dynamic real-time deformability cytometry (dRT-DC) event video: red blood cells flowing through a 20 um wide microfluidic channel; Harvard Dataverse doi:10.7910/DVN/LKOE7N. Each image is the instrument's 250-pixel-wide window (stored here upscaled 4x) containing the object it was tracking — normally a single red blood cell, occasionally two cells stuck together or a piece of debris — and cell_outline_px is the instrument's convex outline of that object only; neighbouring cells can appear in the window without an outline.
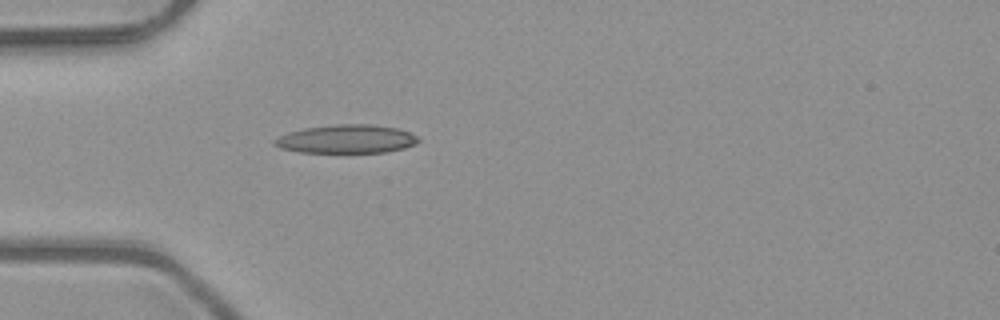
{"species": "common noctule bat (a hibernating species)", "species_latin": "Nyctalus noctula", "temperature_condition": "room temperature", "stored_images_in_passage": 5, "camera_frame_rate_fps": 3000, "um_per_image_px": 0.085, "animal": {"sex": "male", "body_mass_g": 23.1, "forearm_length_mm": 52.7}, "frame": {"image": 1, "passage_image": 5, "time_ms": 1.333, "image_size_px": [1000, 320], "cell_outline_px": [[420, 140], [416, 144], [404, 148], [384, 152], [300, 152], [280, 148], [272, 144], [272, 140], [288, 132], [304, 128], [332, 124], [372, 124], [396, 128], [408, 132], [416, 136]], "centroid_in_image_um": [29.42, 11.81], "position_along_channel_um": 55.6, "area_um2": 23.87}}